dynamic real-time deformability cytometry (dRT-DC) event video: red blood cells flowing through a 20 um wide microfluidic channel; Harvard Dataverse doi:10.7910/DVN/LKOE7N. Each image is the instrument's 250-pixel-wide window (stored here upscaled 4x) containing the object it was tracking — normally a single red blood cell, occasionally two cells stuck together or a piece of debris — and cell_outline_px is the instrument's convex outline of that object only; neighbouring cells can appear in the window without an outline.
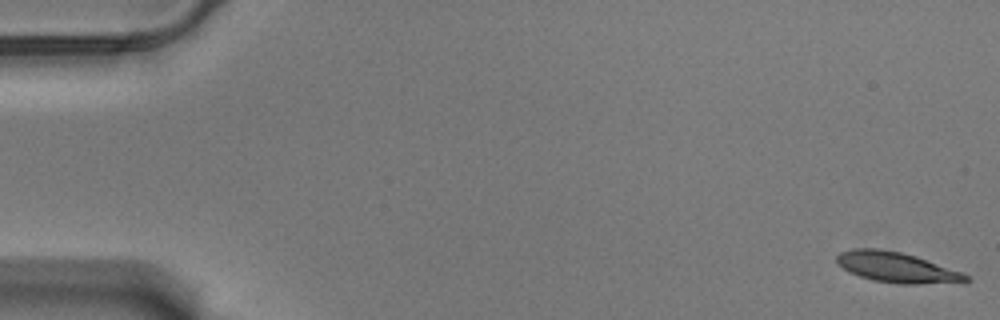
{"species": "Egyptian fruit bat (a non-hibernating species)", "species_latin": "Rousettus aegyptiacus", "temperature_condition": "warm", "stored_images_in_passage": 58, "camera_frame_rate_fps": 3000, "um_per_image_px": 0.085, "animal": {"sex": "male"}, "frame": {"image": 1, "passage_image": 1, "time_ms": 0.0, "image_size_px": [1000, 320], "cell_outline_px": [[972, 280], [964, 284], [896, 284], [872, 280], [848, 272], [836, 264], [836, 256], [840, 252], [852, 248], [880, 248], [900, 252], [916, 256], [964, 272], [972, 276]], "centroid_in_image_um": [76.32, 22.75], "position_along_channel_um": 8.7, "area_um2": 23.76}}
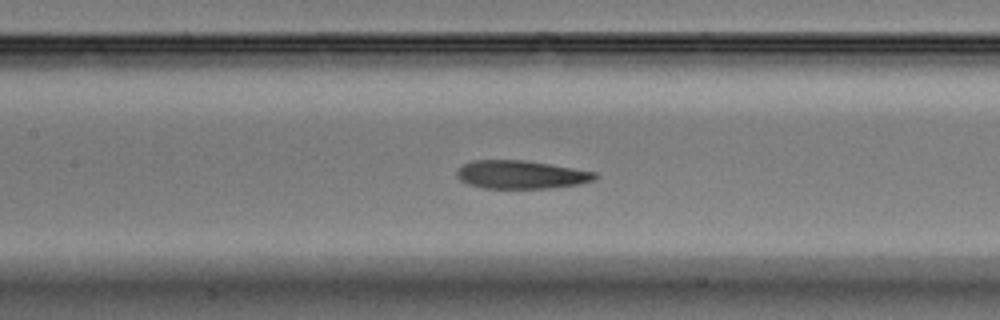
{"frame": {"image": 2, "passage_image": 27, "time_ms": 8.667, "image_size_px": [1000, 320], "cell_outline_px": [[600, 176], [596, 180], [580, 184], [548, 188], [484, 188], [468, 184], [460, 180], [456, 176], [456, 168], [460, 164], [472, 160], [528, 160], [596, 172]], "centroid_in_image_um": [44.27, 14.83], "position_along_channel_um": 163.1, "area_um2": 23.12}}
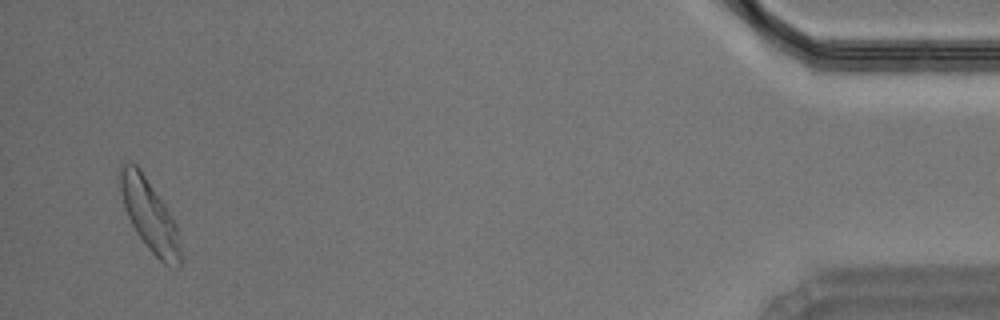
{"frame": {"image": 3, "passage_image": 56, "time_ms": 18.333, "image_size_px": [1000, 320], "cell_outline_px": [[180, 264], [176, 268], [164, 264], [148, 248], [136, 232], [124, 208], [120, 192], [120, 164], [136, 164], [140, 168], [172, 216], [176, 224], [180, 252]], "centroid_in_image_um": [12.69, 18.3], "position_along_channel_um": 422.5, "area_um2": 24.62}, "authors_computed_cell_mechanics": {"area_um2": 23.3512, "velocity_mm_per_s": 3.4835, "shape_relaxation_time_tau1_ms": 4.6793, "shape_relaxation_time_tau2_ms": 3.1147, "deformation_change_tau1": 0.1794, "deformation_change_tau2": 0.115}}